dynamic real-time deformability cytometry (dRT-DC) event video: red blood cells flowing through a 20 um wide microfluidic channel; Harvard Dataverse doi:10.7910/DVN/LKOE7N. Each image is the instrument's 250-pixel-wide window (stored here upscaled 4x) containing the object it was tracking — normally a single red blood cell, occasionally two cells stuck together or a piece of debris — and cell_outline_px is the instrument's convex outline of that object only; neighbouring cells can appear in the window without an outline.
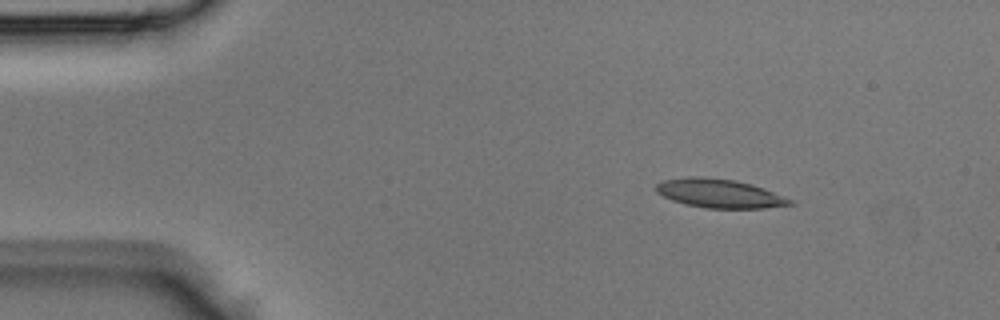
{"species": "Egyptian fruit bat (a non-hibernating species)", "species_latin": "Rousettus aegyptiacus", "temperature_condition": "room temperature", "stored_images_in_passage": 3, "camera_frame_rate_fps": 3000, "um_per_image_px": 0.085, "animal": {"sex": "male"}, "frame": {"image": 1, "passage_image": 1, "time_ms": 0.0, "image_size_px": [1000, 320], "cell_outline_px": [[796, 204], [764, 208], [708, 208], [684, 204], [672, 200], [656, 192], [656, 184], [664, 180], [688, 176], [704, 176], [736, 180], [752, 184], [764, 188], [792, 200]], "centroid_in_image_um": [61.15, 16.43], "position_along_channel_um": 23.8, "area_um2": 22.54}}
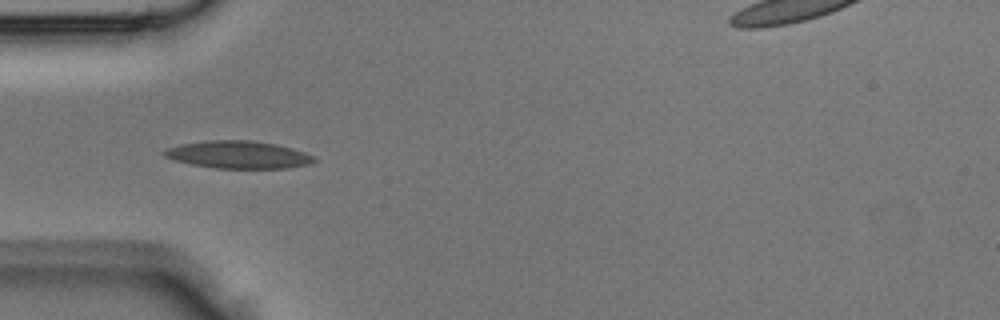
{"frame": {"image": 2, "passage_image": 3, "time_ms": 0.667, "image_size_px": [1000, 320], "cell_outline_px": [[316, 160], [308, 164], [288, 168], [216, 168], [192, 164], [176, 160], [164, 156], [160, 152], [168, 148], [180, 144], [208, 140], [252, 140], [276, 144], [292, 148], [316, 156]], "centroid_in_image_um": [20.27, 13.14], "position_along_channel_um": 64.7, "area_um2": 23.99}}